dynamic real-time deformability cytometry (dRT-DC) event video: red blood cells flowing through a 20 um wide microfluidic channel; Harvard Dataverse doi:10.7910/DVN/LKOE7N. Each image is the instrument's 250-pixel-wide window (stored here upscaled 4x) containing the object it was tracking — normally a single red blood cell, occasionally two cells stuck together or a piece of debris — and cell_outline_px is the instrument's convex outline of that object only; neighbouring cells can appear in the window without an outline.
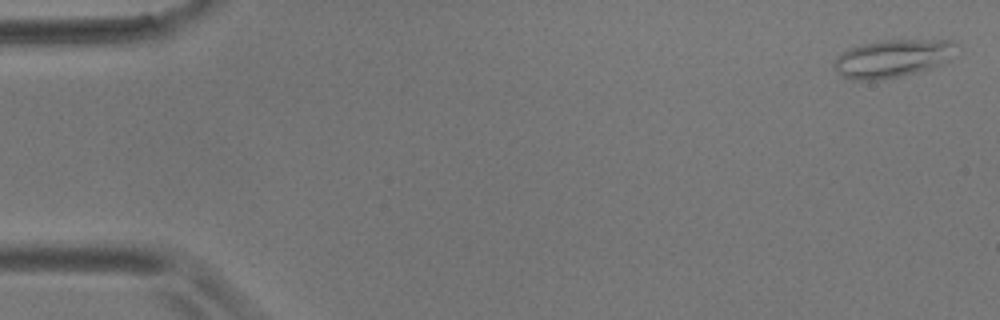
{"species": "common noctule bat (a hibernating species)", "species_latin": "Nyctalus noctula", "temperature_condition": "room temperature", "stored_images_in_passage": 11, "camera_frame_rate_fps": 3000, "um_per_image_px": 0.085, "animal": {"sex": "male", "body_mass_g": 17.9}, "frame": {"image": 1, "passage_image": 1, "time_ms": 0.0, "image_size_px": [1000, 320], "cell_outline_px": [[960, 44], [940, 64], [916, 72], [880, 80], [852, 80], [844, 76], [832, 64], [836, 56], [848, 48], [860, 44], [884, 40], [952, 40]], "centroid_in_image_um": [75.81, 4.95], "position_along_channel_um": 9.2, "area_um2": 26.53}}
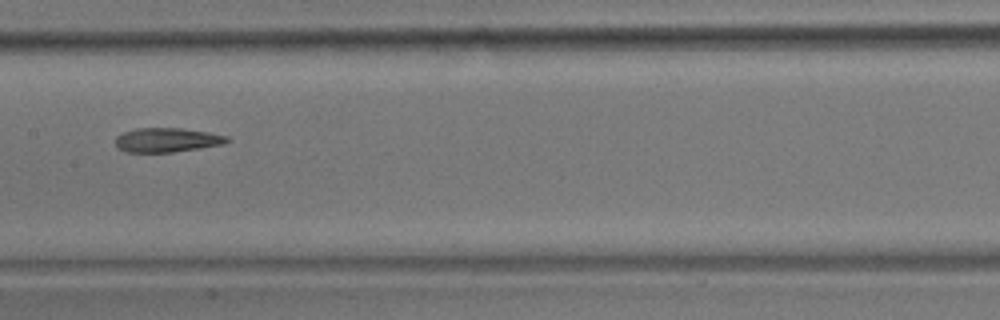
{"frame": {"image": 2, "passage_image": 8, "time_ms": 9.0, "image_size_px": [1000, 320], "cell_outline_px": [[232, 140], [224, 144], [200, 148], [172, 152], [124, 152], [116, 148], [116, 136], [124, 132], [136, 128], [180, 128], [208, 132], [228, 136]], "centroid_in_image_um": [14.2, 11.9], "position_along_channel_um": 193.2, "area_um2": 15.9}}
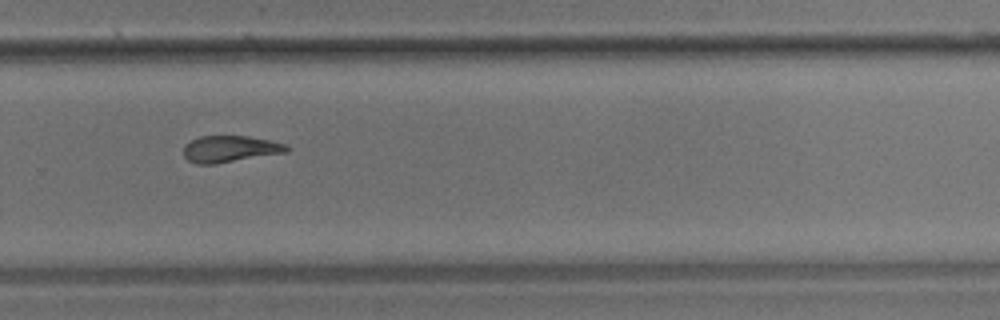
{"frame": {"image": 3, "passage_image": 11, "time_ms": 12.333, "image_size_px": [1000, 320], "cell_outline_px": [[288, 152], [216, 164], [196, 164], [188, 160], [184, 156], [184, 144], [200, 136], [244, 136], [268, 140], [284, 144], [288, 148]], "centroid_in_image_um": [19.51, 12.67], "position_along_channel_um": 310.3, "area_um2": 15.84}}